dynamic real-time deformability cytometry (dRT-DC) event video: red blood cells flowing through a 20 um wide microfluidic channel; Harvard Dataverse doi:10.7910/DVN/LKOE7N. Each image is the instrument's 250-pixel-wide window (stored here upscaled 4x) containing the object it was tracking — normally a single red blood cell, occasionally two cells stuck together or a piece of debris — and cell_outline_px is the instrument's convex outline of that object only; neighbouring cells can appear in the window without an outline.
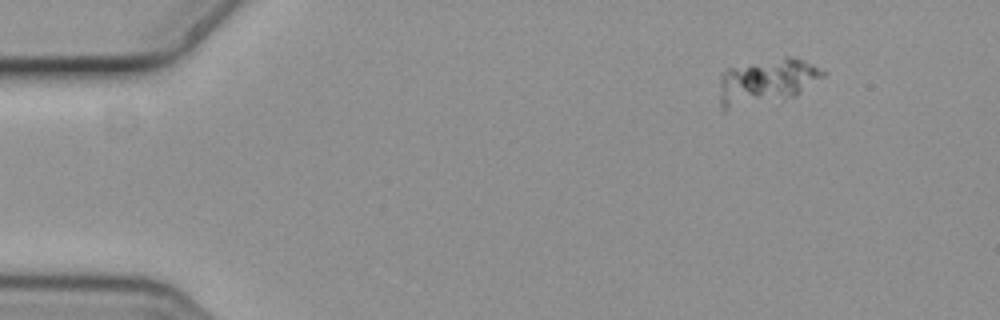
{"species": "common noctule bat (a hibernating species)", "species_latin": "Nyctalus noctula", "temperature_condition": "cold", "stored_images_in_passage": 6, "segment_of_instrument_passage": [2, 2], "camera_frame_rate_fps": 3000, "um_per_image_px": 0.085, "animal": {"sex": "female", "body_mass_g": 19.3, "forearm_length_mm": 54.1}, "frame": {"image": 1, "passage_image": 6, "time_ms": 1.667, "image_size_px": [1000, 320], "cell_outline_px": [[828, 72], [824, 76], [796, 96], [728, 108], [720, 108], [720, 72], [728, 68], [784, 56], [796, 56]], "centroid_in_image_um": [65.19, 6.88], "position_along_channel_um": 19.8, "area_um2": 27.11}}